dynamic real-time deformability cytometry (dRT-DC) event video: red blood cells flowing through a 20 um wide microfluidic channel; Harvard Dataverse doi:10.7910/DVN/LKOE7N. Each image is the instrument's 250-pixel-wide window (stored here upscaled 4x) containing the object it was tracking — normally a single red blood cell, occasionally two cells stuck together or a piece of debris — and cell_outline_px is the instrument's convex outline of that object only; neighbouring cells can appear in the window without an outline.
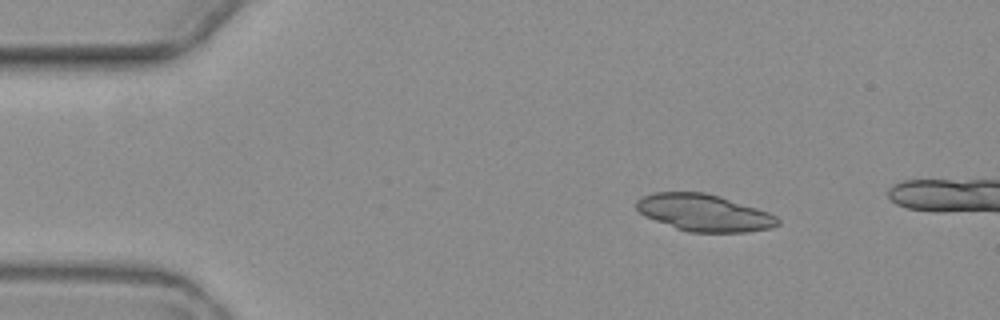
{"species": "common noctule bat (a hibernating species)", "species_latin": "Nyctalus noctula", "temperature_condition": "warm", "stored_images_in_passage": 3, "camera_frame_rate_fps": 3000, "um_per_image_px": 0.085, "animal": {"sex": "female", "body_mass_g": 19.3, "forearm_length_mm": 54.1}, "frame": {"image": 1, "passage_image": 1, "time_ms": 0.0, "image_size_px": [1000, 320], "cell_outline_px": [[780, 224], [768, 228], [744, 232], [688, 232], [676, 228], [644, 216], [636, 208], [636, 200], [652, 192], [704, 192], [720, 196], [768, 212], [776, 216], [780, 220]], "centroid_in_image_um": [59.82, 18.08], "position_along_channel_um": 25.2, "area_um2": 30.23}}